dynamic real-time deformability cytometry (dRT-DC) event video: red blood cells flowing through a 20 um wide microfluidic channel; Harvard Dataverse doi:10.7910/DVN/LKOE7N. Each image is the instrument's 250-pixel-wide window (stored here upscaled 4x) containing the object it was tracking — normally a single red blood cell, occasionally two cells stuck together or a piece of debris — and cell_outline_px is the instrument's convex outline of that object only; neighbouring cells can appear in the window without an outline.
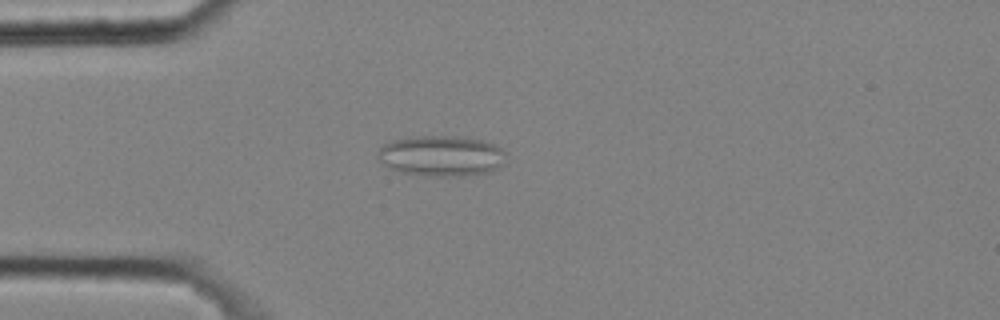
{"species": "common noctule bat (a hibernating species)", "species_latin": "Nyctalus noctula", "temperature_condition": "cold", "stored_images_in_passage": 34, "camera_frame_rate_fps": 3000, "um_per_image_px": 0.085, "animal": {"sex": "male", "body_mass_g": 20.4}, "frame": {"image": 1, "passage_image": 1, "time_ms": 0.0, "image_size_px": [1000, 320], "cell_outline_px": [[508, 152], [504, 164], [500, 168], [492, 172], [460, 176], [428, 176], [400, 172], [388, 168], [380, 160], [376, 152], [384, 144], [392, 140], [416, 136], [464, 136], [484, 140]], "centroid_in_image_um": [37.56, 13.25], "position_along_channel_um": 47.4, "area_um2": 30.92}}
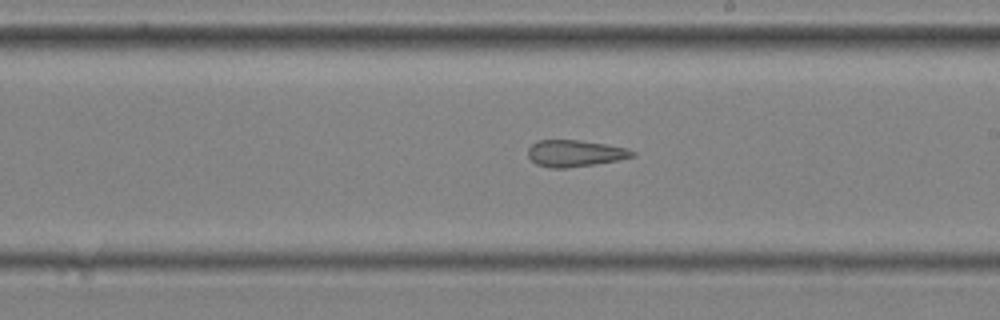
{"frame": {"image": 2, "passage_image": 16, "time_ms": 5.0, "image_size_px": [1000, 320], "cell_outline_px": [[636, 156], [596, 164], [564, 168], [552, 168], [536, 164], [528, 156], [528, 148], [536, 140], [580, 140], [628, 148], [636, 152]], "centroid_in_image_um": [48.87, 13.03], "position_along_channel_um": 240.1, "area_um2": 16.18}}
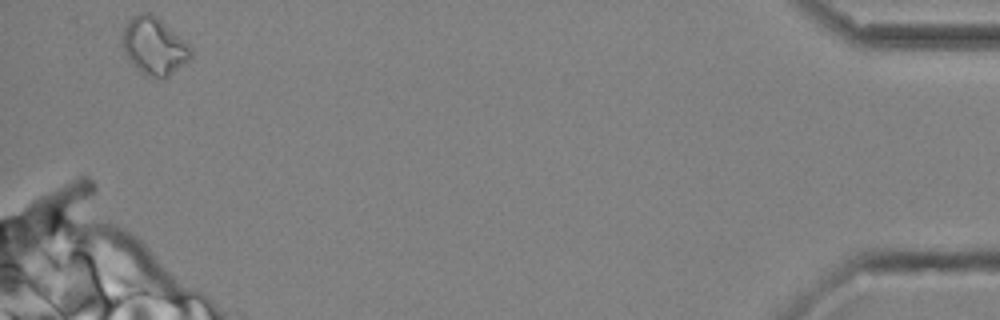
{"frame": {"image": 3, "passage_image": 34, "time_ms": 11.0, "image_size_px": [1000, 320], "cell_outline_px": [[192, 56], [188, 60], [168, 76], [152, 76], [136, 68], [132, 64], [124, 52], [120, 44], [120, 40], [124, 28], [128, 20], [132, 16], [140, 12], [148, 12], [156, 16], [192, 48]], "centroid_in_image_um": [13.05, 3.87], "position_along_channel_um": 422.2, "area_um2": 22.43}, "authors_computed_cell_mechanics": {"area_um2": 17.5423, "velocity_mm_per_s": 4.1002, "shape_relaxation_time_tau1_ms": null, "shape_relaxation_time_tau2_ms": 3.0659, "deformation_change_tau1": null, "deformation_change_tau2": 0.142}}